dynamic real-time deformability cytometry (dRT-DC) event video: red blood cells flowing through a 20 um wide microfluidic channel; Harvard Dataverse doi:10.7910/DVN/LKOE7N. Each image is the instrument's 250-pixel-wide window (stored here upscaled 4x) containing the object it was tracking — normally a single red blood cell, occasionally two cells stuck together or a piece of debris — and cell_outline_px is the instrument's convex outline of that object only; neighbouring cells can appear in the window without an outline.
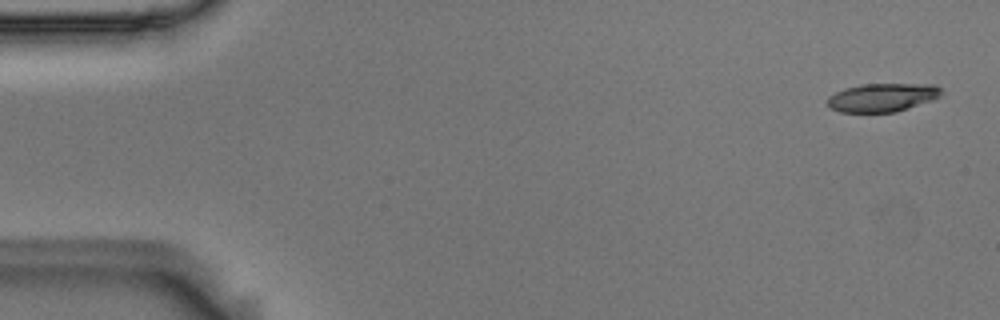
{"species": "Egyptian fruit bat (a non-hibernating species)", "species_latin": "Rousettus aegyptiacus", "temperature_condition": "room temperature", "stored_images_in_passage": 5, "camera_frame_rate_fps": 3000, "um_per_image_px": 0.085, "animal": {"sex": "male"}, "frame": {"image": 1, "passage_image": 1, "time_ms": 0.0, "image_size_px": [1000, 320], "cell_outline_px": [[944, 92], [940, 96], [932, 100], [896, 112], [840, 112], [832, 108], [828, 104], [828, 96], [844, 88], [860, 84], [936, 84]], "centroid_in_image_um": [75.02, 8.27], "position_along_channel_um": 10.0, "area_um2": 18.9}}
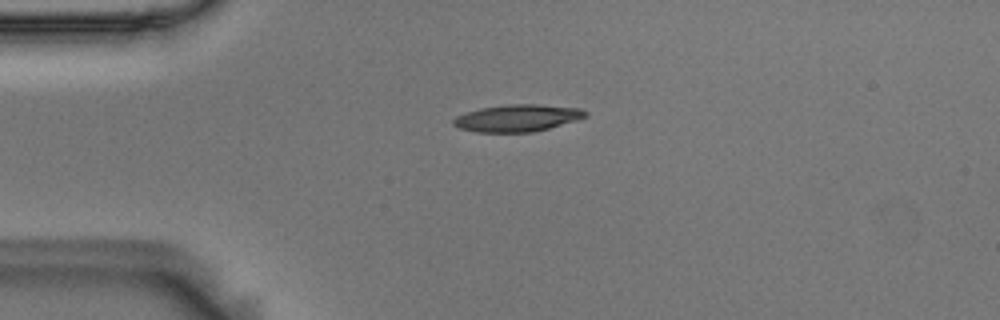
{"frame": {"image": 2, "passage_image": 4, "time_ms": 1.0, "image_size_px": [1000, 320], "cell_outline_px": [[588, 116], [576, 120], [548, 128], [532, 132], [476, 132], [460, 128], [452, 124], [452, 120], [456, 116], [480, 108], [508, 104], [536, 104], [580, 108], [588, 112]], "centroid_in_image_um": [43.98, 10.03], "position_along_channel_um": 41.0, "area_um2": 20.69}}